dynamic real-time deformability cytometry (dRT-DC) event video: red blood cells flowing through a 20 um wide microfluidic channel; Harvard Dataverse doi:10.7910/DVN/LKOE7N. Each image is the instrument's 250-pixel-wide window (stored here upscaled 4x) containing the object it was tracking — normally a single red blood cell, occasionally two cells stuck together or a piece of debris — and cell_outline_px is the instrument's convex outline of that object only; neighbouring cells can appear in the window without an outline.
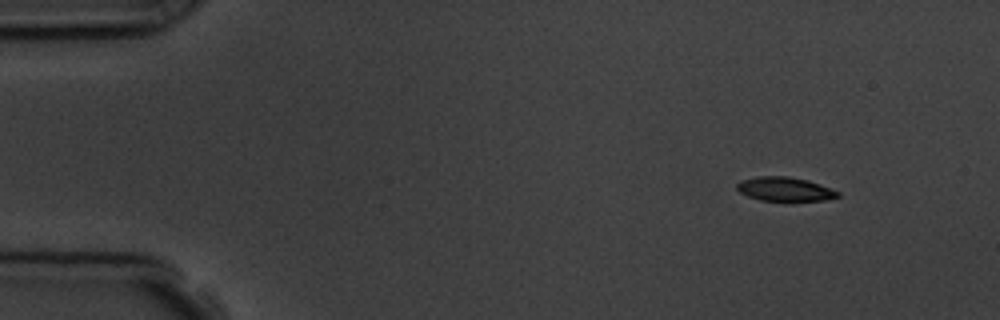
{"species": "common noctule bat (a hibernating species)", "species_latin": "Nyctalus noctula", "temperature_condition": "room temperature", "stored_images_in_passage": 4, "camera_frame_rate_fps": 3000, "um_per_image_px": 0.085, "animal": {"sex": "male", "body_mass_g": 19.5, "forearm_length_mm": 54.6}, "frame": {"image": 1, "passage_image": 1, "time_ms": 0.0, "image_size_px": [1000, 320], "cell_outline_px": [[840, 196], [824, 200], [792, 204], [788, 204], [760, 200], [748, 196], [740, 192], [736, 188], [736, 184], [740, 180], [756, 176], [788, 176], [808, 180], [820, 184], [840, 192]], "centroid_in_image_um": [66.72, 16.12], "position_along_channel_um": 18.3, "area_um2": 15.03}}
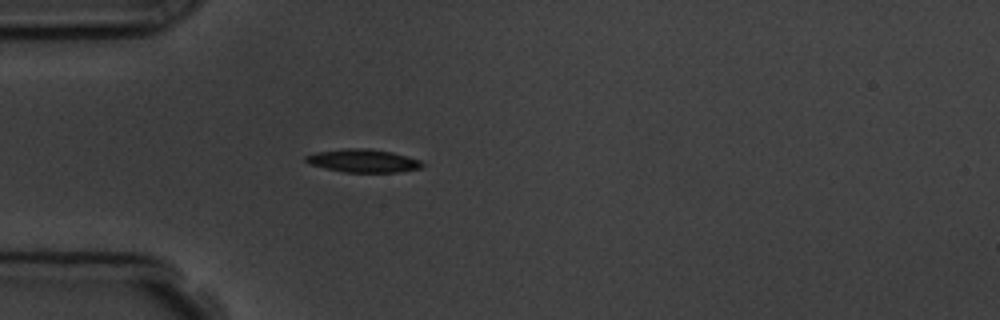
{"frame": {"image": 2, "passage_image": 4, "time_ms": 3.333, "image_size_px": [1000, 320], "cell_outline_px": [[424, 164], [420, 168], [400, 172], [344, 172], [308, 164], [304, 160], [304, 156], [316, 152], [344, 148], [368, 148], [392, 152], [408, 156], [420, 160]], "centroid_in_image_um": [30.85, 13.66], "position_along_channel_um": 54.2, "area_um2": 15.78}}